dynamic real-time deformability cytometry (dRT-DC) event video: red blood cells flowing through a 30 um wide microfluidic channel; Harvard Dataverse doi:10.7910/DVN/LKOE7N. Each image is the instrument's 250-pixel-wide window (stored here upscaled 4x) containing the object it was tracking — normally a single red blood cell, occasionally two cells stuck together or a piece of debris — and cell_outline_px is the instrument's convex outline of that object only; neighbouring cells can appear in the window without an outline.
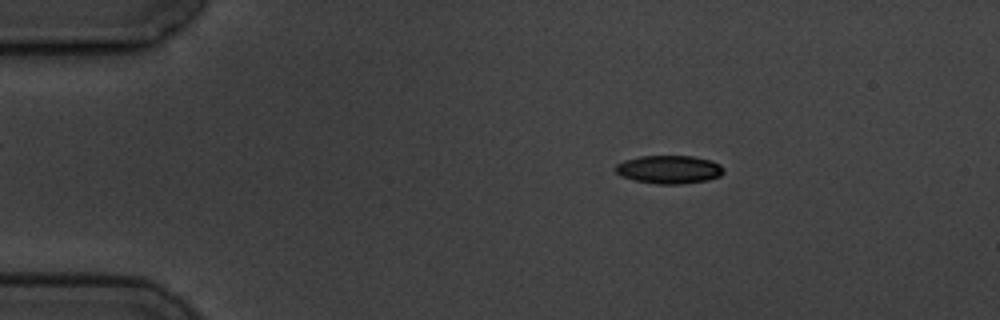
{"species": "common noctule bat (a hibernating species)", "species_latin": "Nyctalus noctula", "temperature_condition": "cold", "stored_images_in_passage": 3, "camera_frame_rate_fps": 3000, "um_per_image_px": 0.085, "animal": {"sex": "male", "body_mass_g": 19.5, "forearm_length_mm": 54.6}, "frame": {"image": 1, "passage_image": 2, "time_ms": 1.667, "image_size_px": [1000, 320], "cell_outline_px": [[724, 172], [720, 176], [708, 180], [680, 184], [656, 184], [636, 180], [620, 176], [612, 168], [616, 164], [624, 160], [640, 156], [696, 156], [712, 160], [720, 164], [724, 168]], "centroid_in_image_um": [56.87, 14.4], "position_along_channel_um": 28.1, "area_um2": 18.03}}